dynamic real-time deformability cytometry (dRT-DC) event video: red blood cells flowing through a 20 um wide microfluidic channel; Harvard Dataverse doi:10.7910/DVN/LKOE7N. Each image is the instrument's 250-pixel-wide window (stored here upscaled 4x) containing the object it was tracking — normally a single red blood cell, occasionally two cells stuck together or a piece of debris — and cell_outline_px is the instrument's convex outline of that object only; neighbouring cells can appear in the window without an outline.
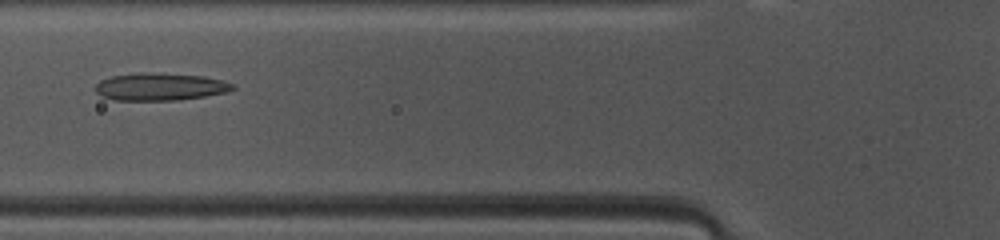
{"species": "common noctule bat (a hibernating species)", "species_latin": "Nyctalus noctula", "temperature_condition": "warm", "stored_images_in_passage": 45, "camera_frame_rate_fps": 3000, "um_per_image_px": 0.085, "animal": {"sex": "female", "body_mass_g": 10.0, "forearm_length_mm": 53.1}, "frame": {"image": 1, "passage_image": 15, "time_ms": 4.667, "image_size_px": [1000, 240], "cell_outline_px": [[236, 88], [228, 92], [204, 96], [176, 100], [112, 100], [100, 96], [96, 92], [96, 84], [100, 80], [112, 76], [144, 72], [204, 76], [224, 80], [232, 84]], "centroid_in_image_um": [13.6, 7.38], "position_along_channel_um": 112.2, "area_um2": 21.96}}
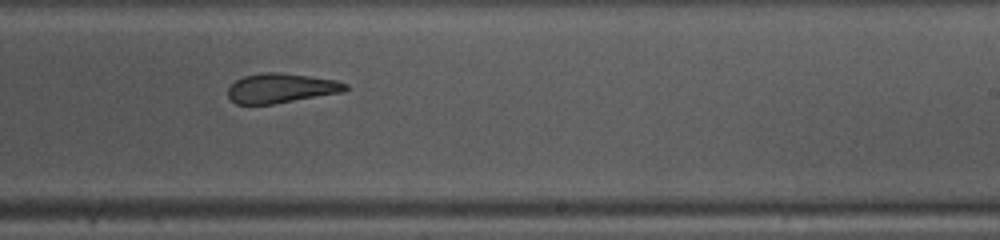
{"frame": {"image": 2, "passage_image": 26, "time_ms": 8.333, "image_size_px": [1000, 240], "cell_outline_px": [[348, 88], [344, 92], [272, 104], [236, 104], [228, 96], [228, 88], [236, 80], [244, 76], [264, 72], [280, 72], [336, 80], [348, 84]], "centroid_in_image_um": [23.9, 7.49], "position_along_channel_um": 265.1, "area_um2": 20.17}}
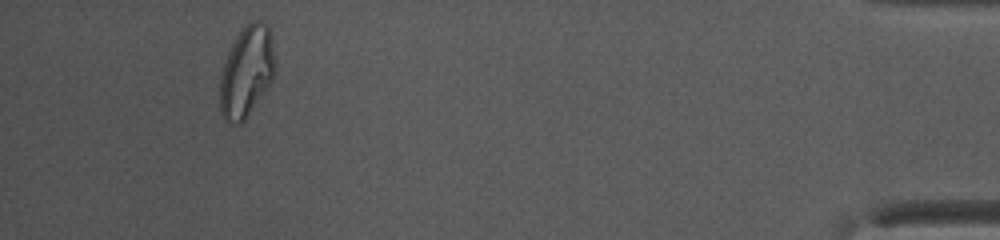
{"frame": {"image": 3, "passage_image": 42, "time_ms": 13.667, "image_size_px": [1000, 240], "cell_outline_px": [[276, 64], [272, 80], [268, 88], [244, 120], [240, 124], [232, 124], [224, 120], [220, 116], [220, 76], [228, 52], [236, 36], [248, 20], [264, 20], [268, 24], [272, 32]], "centroid_in_image_um": [20.98, 6.05], "position_along_channel_um": 414.2, "area_um2": 29.88}, "authors_computed_cell_mechanics": {"area_um2": 23.0622, "velocity_mm_per_s": 4.1762, "shape_relaxation_time_tau1_ms": 6.5741, "shape_relaxation_time_tau2_ms": 3.3801, "deformation_change_tau1": 0.193, "deformation_change_tau2": 0.1315}}